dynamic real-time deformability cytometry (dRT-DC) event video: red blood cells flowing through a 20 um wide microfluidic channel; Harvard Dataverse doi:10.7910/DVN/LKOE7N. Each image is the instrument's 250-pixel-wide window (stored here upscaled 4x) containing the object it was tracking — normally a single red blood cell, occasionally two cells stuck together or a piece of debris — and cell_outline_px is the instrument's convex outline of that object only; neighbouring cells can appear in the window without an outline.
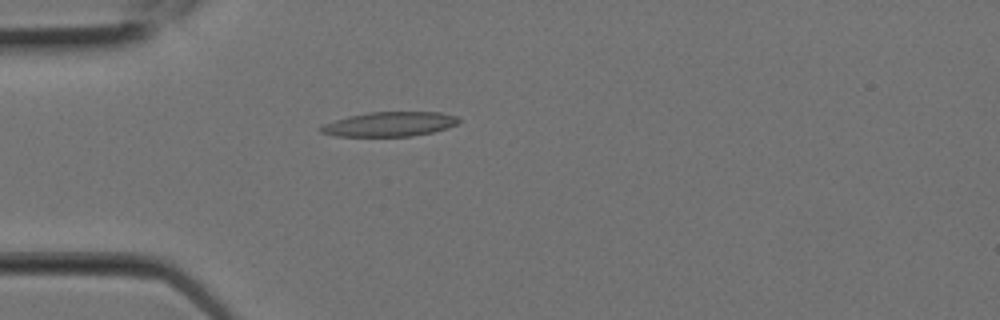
{"species": "Egyptian fruit bat (a non-hibernating species)", "species_latin": "Rousettus aegyptiacus", "temperature_condition": "room temperature", "stored_images_in_passage": 8, "camera_frame_rate_fps": 3000, "um_per_image_px": 0.085, "animal": {"sex": "female"}, "frame": {"image": 1, "passage_image": 5, "time_ms": 1.333, "image_size_px": [1000, 320], "cell_outline_px": [[460, 120], [456, 124], [448, 128], [432, 132], [412, 136], [336, 136], [320, 132], [316, 128], [324, 124], [348, 116], [368, 112], [440, 112], [460, 116]], "centroid_in_image_um": [33.13, 10.55], "position_along_channel_um": 51.9, "area_um2": 19.83}}
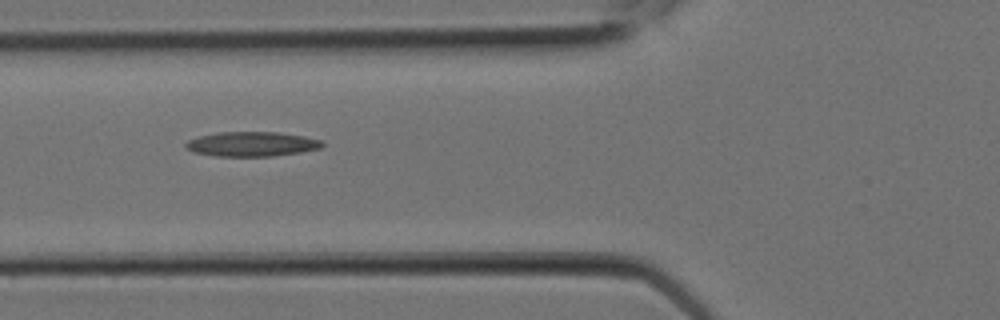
{"frame": {"image": 2, "passage_image": 7, "time_ms": 2.0, "image_size_px": [1000, 320], "cell_outline_px": [[324, 144], [320, 148], [300, 152], [272, 156], [216, 156], [192, 152], [184, 148], [184, 144], [188, 140], [200, 136], [220, 132], [280, 132], [304, 136], [320, 140]], "centroid_in_image_um": [21.36, 12.24], "position_along_channel_um": 104.4, "area_um2": 19.59}}
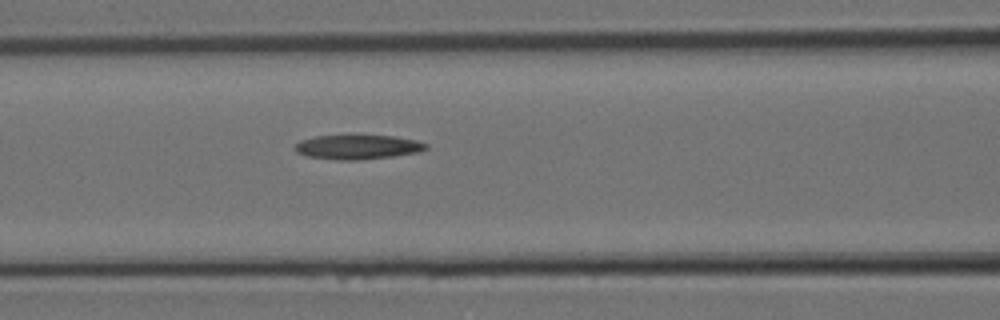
{"frame": {"image": 3, "passage_image": 8, "time_ms": 2.333, "image_size_px": [1000, 320], "cell_outline_px": [[428, 148], [420, 152], [392, 156], [356, 160], [336, 160], [308, 156], [296, 152], [292, 148], [300, 140], [316, 136], [392, 136], [416, 140], [428, 144]], "centroid_in_image_um": [30.39, 12.5], "position_along_channel_um": 136.2, "area_um2": 18.5}}